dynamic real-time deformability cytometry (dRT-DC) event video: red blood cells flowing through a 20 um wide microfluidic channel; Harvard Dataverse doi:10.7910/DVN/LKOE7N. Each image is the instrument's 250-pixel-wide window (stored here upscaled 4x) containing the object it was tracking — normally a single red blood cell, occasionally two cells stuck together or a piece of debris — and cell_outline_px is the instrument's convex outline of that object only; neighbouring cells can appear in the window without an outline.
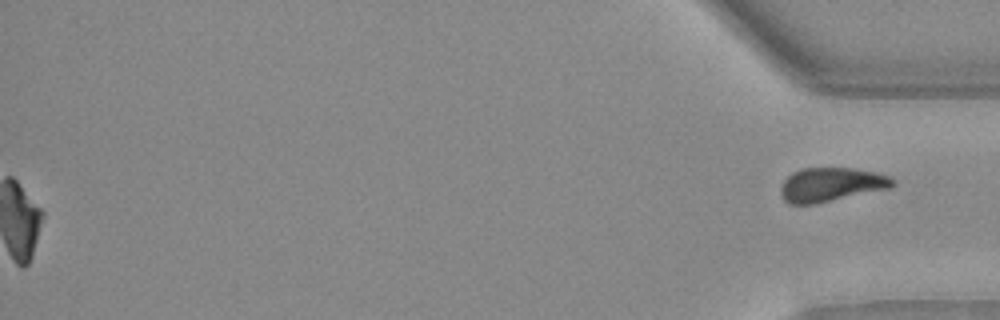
{"species": "Egyptian fruit bat (a non-hibernating species)", "species_latin": "Rousettus aegyptiacus", "temperature_condition": "warm", "stored_images_in_passage": 36, "camera_frame_rate_fps": 3000, "um_per_image_px": 0.085, "animal": {"sex": "female"}, "frame": {"image": 1, "passage_image": 36, "time_ms": 11.667, "image_size_px": [1000, 320], "cell_outline_px": [[896, 184], [888, 188], [812, 204], [788, 204], [784, 200], [780, 192], [780, 188], [784, 180], [792, 172], [800, 168], [852, 168], [876, 172], [888, 176]], "centroid_in_image_um": [70.59, 15.68], "position_along_channel_um": 364.6, "area_um2": 21.85}}